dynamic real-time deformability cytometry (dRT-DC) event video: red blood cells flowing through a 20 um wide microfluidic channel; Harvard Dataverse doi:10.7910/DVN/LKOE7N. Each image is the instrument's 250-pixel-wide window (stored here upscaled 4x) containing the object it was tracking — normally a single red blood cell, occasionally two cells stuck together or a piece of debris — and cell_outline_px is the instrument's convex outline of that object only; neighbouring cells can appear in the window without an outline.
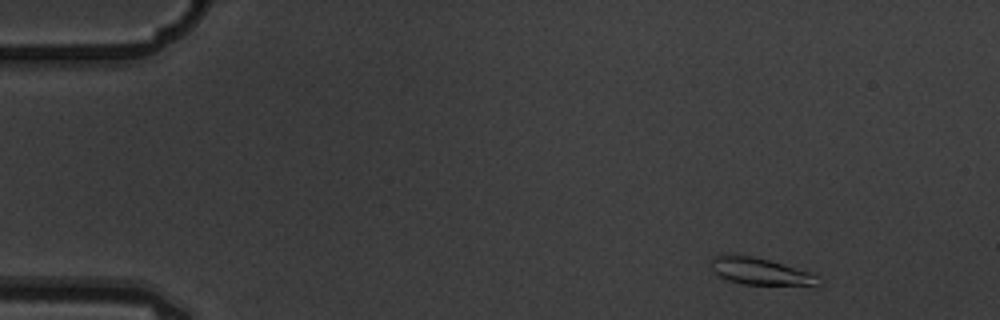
{"species": "common noctule bat (a hibernating species)", "species_latin": "Nyctalus noctula", "temperature_condition": "warm", "stored_images_in_passage": 5, "camera_frame_rate_fps": 3000, "um_per_image_px": 0.085, "animal": {"sex": "male", "body_mass_g": 19.5, "forearm_length_mm": 54.6}, "frame": {"image": 1, "passage_image": 1, "time_ms": 0.0, "image_size_px": [1000, 320], "cell_outline_px": [[820, 288], [816, 288], [744, 284], [728, 280], [712, 272], [708, 264], [716, 256], [752, 256], [768, 260], [808, 272], [816, 276]], "centroid_in_image_um": [64.69, 23.14], "position_along_channel_um": 20.3, "area_um2": 17.05}}